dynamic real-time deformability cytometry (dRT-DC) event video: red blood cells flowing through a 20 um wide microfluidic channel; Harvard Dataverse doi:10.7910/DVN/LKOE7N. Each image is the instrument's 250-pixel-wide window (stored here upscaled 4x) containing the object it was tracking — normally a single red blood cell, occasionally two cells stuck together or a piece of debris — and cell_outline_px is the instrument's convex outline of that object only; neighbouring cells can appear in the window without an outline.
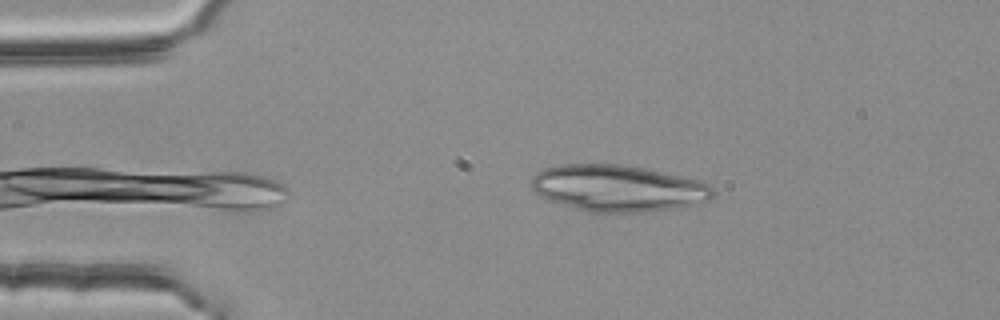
{"species": "common noctule bat (a hibernating species)", "species_latin": "Nyctalus noctula", "temperature_condition": "room temperature", "stored_images_in_passage": 3, "camera_frame_rate_fps": 3000, "um_per_image_px": 0.085, "animal": {"sex": "female", "body_mass_g": 25.1}, "frame": {"image": 1, "passage_image": 3, "time_ms": 0.667, "image_size_px": [1000, 320], "cell_outline_px": [[716, 196], [708, 200], [676, 208], [652, 212], [592, 212], [576, 208], [548, 200], [540, 196], [532, 188], [532, 176], [544, 168], [560, 164], [620, 164], [648, 168], [700, 180], [712, 184], [716, 192]], "centroid_in_image_um": [52.59, 15.99], "position_along_channel_um": 32.4, "area_um2": 49.65}}